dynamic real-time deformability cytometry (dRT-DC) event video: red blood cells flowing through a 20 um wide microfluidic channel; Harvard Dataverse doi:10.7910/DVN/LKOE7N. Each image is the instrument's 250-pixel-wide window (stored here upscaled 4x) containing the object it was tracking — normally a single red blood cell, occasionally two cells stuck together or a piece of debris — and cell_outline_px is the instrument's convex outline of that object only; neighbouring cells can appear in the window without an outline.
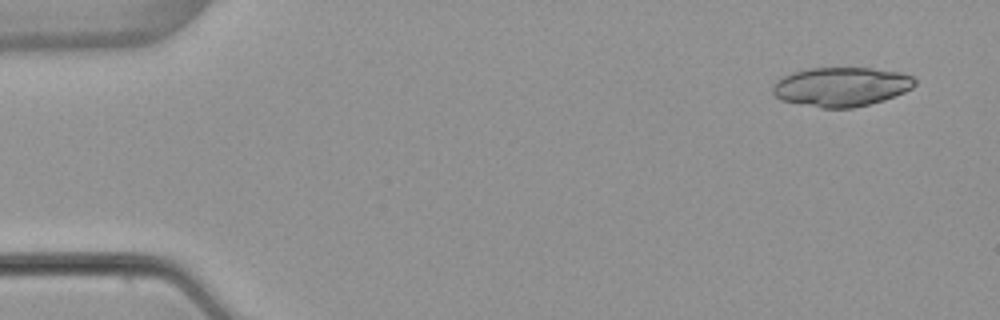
{"species": "common noctule bat (a hibernating species)", "species_latin": "Nyctalus noctula", "temperature_condition": "warm", "stored_images_in_passage": 5, "camera_frame_rate_fps": 3000, "um_per_image_px": 0.085, "animal": {"sex": "female", "body_mass_g": 22.7, "forearm_length_mm": 54.2}, "frame": {"image": 1, "passage_image": 1, "time_ms": 0.0, "image_size_px": [1000, 320], "cell_outline_px": [[916, 84], [912, 88], [904, 92], [884, 100], [852, 108], [820, 108], [780, 100], [772, 92], [772, 84], [776, 80], [792, 72], [808, 68], [872, 68], [900, 72], [912, 76], [916, 80]], "centroid_in_image_um": [71.49, 7.37], "position_along_channel_um": 13.5, "area_um2": 32.66}}